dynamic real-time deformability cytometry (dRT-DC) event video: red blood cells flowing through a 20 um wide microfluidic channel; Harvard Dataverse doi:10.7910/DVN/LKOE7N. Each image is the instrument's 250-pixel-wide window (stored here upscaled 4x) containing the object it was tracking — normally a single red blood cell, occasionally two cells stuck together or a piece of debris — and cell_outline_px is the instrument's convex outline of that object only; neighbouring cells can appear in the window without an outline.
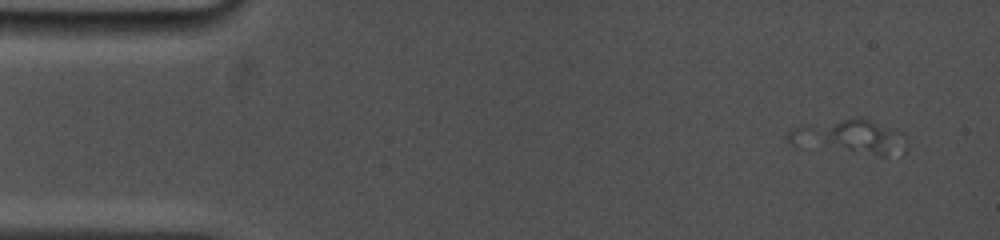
{"species": "common noctule bat (a hibernating species)", "species_latin": "Nyctalus noctula", "temperature_condition": "cold", "stored_images_in_passage": 7, "camera_frame_rate_fps": 5000, "um_per_image_px": 0.085, "animal": {"sex": "female", "body_mass_g": 19.0, "forearm_length_mm": 53.3}, "frame": {"image": 1, "passage_image": 2, "time_ms": 0.6, "image_size_px": [1000, 240], "cell_outline_px": [[888, 136], [884, 156], [880, 156], [796, 148], [788, 140], [788, 132], [792, 128], [804, 124], [844, 120], [868, 120], [876, 124], [888, 132]], "centroid_in_image_um": [71.5, 11.66], "position_along_channel_um": 13.5, "area_um2": 20.4}}